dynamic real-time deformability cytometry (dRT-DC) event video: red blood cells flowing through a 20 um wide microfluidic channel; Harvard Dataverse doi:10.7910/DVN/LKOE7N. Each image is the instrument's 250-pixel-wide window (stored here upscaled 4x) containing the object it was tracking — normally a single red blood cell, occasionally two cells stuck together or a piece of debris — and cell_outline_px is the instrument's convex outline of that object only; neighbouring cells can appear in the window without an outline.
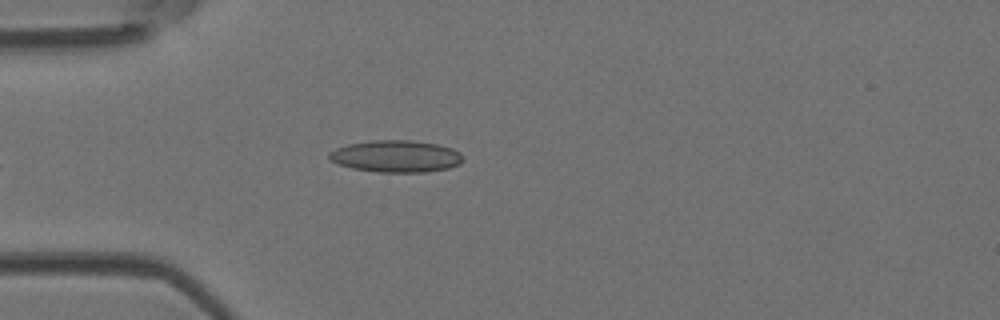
{"species": "Egyptian fruit bat (a non-hibernating species)", "species_latin": "Rousettus aegyptiacus", "temperature_condition": "room temperature", "stored_images_in_passage": 5, "camera_frame_rate_fps": 3000, "um_per_image_px": 0.085, "animal": {"sex": "female"}, "frame": {"image": 1, "passage_image": 5, "time_ms": 4.333, "image_size_px": [1000, 320], "cell_outline_px": [[464, 160], [460, 164], [448, 168], [424, 172], [380, 172], [352, 168], [340, 164], [332, 160], [328, 156], [328, 152], [336, 148], [348, 144], [372, 140], [412, 140], [440, 144], [452, 148], [460, 152]], "centroid_in_image_um": [33.7, 13.27], "position_along_channel_um": 51.3, "area_um2": 24.97}}